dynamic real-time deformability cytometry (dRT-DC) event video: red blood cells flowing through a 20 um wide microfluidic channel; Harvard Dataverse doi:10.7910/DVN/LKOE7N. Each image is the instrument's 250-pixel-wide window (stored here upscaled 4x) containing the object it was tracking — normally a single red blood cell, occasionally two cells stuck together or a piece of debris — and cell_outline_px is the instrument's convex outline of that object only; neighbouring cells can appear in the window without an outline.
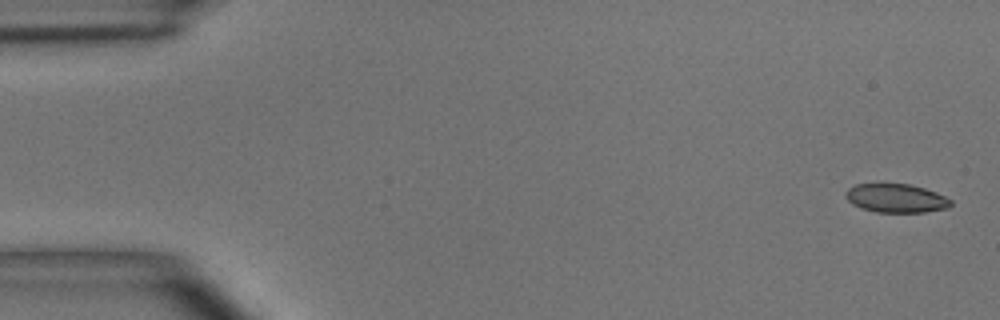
{"species": "common noctule bat (a hibernating species)", "species_latin": "Nyctalus noctula", "temperature_condition": "room temperature", "stored_images_in_passage": 4, "camera_frame_rate_fps": 3000, "um_per_image_px": 0.085, "animal": {"sex": "male", "body_mass_g": 15.6}, "frame": {"image": 1, "passage_image": 1, "time_ms": 0.0, "image_size_px": [1000, 320], "cell_outline_px": [[952, 204], [948, 208], [924, 212], [876, 212], [860, 208], [852, 204], [844, 196], [844, 192], [848, 188], [856, 184], [908, 184], [924, 188], [936, 192], [952, 200]], "centroid_in_image_um": [76.14, 16.85], "position_along_channel_um": 8.9, "area_um2": 17.63}}
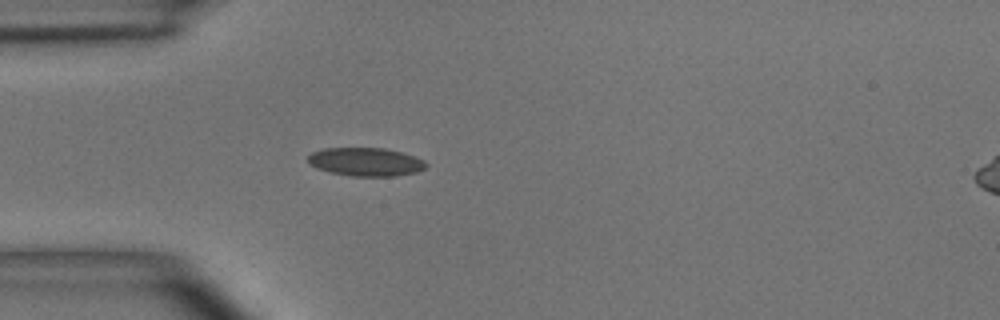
{"frame": {"image": 2, "passage_image": 4, "time_ms": 4.333, "image_size_px": [1000, 320], "cell_outline_px": [[428, 164], [424, 168], [416, 172], [396, 176], [352, 176], [332, 172], [320, 168], [312, 164], [308, 160], [308, 156], [312, 152], [324, 148], [384, 148], [400, 152], [424, 160]], "centroid_in_image_um": [31.12, 13.75], "position_along_channel_um": 53.9, "area_um2": 19.19}}